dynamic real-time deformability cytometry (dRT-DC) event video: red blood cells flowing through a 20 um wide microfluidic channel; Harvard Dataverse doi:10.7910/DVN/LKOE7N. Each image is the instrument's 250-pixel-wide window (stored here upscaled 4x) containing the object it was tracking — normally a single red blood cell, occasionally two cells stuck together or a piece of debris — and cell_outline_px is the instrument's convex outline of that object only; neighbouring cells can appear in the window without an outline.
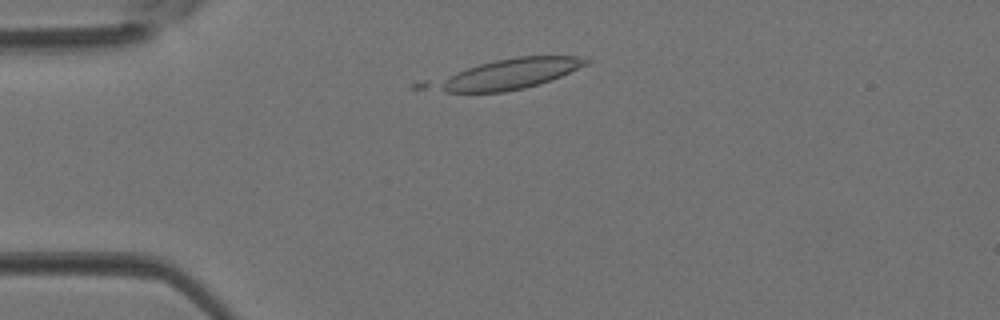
{"species": "Egyptian fruit bat (a non-hibernating species)", "species_latin": "Rousettus aegyptiacus", "temperature_condition": "room temperature", "stored_images_in_passage": 12, "camera_frame_rate_fps": 3000, "um_per_image_px": 0.085, "animal": {"sex": "female"}, "frame": {"image": 1, "passage_image": 5, "time_ms": 1.333, "image_size_px": [1000, 320], "cell_outline_px": [[592, 60], [588, 64], [552, 80], [540, 84], [524, 88], [504, 92], [444, 92], [412, 88], [412, 84], [424, 80], [480, 64], [496, 60], [516, 56], [576, 56]], "centroid_in_image_um": [42.86, 6.34], "position_along_channel_um": 42.1, "area_um2": 28.5}}
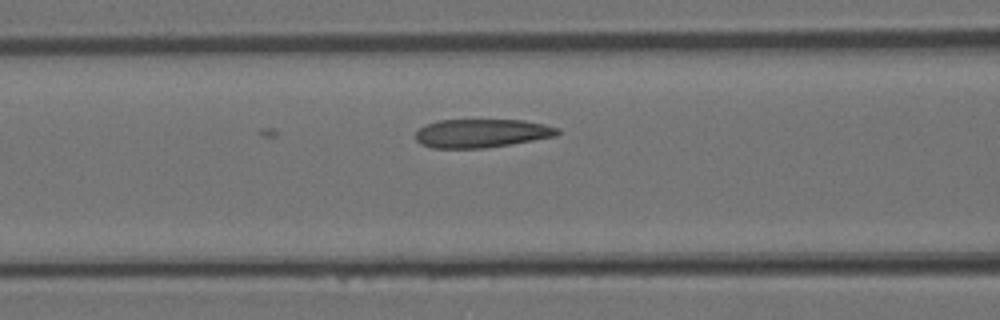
{"frame": {"image": 2, "passage_image": 12, "time_ms": 3.667, "image_size_px": [1000, 320], "cell_outline_px": [[560, 132], [556, 136], [484, 148], [432, 148], [420, 144], [416, 140], [416, 132], [424, 124], [440, 120], [524, 120], [544, 124], [560, 128]], "centroid_in_image_um": [40.92, 11.32], "position_along_channel_um": 125.7, "area_um2": 23.58}}